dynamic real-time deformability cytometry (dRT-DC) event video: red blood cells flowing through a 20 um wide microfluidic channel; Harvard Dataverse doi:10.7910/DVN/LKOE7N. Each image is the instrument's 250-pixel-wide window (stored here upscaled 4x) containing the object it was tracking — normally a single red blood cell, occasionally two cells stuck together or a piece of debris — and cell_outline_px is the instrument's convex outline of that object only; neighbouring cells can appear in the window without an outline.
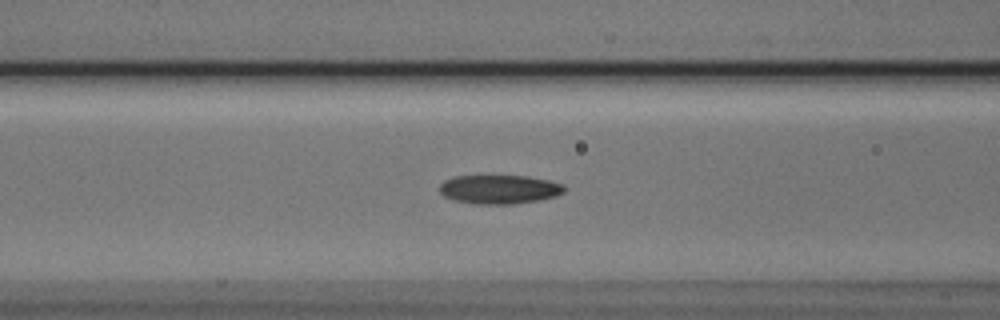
{"species": "Egyptian fruit bat (a non-hibernating species)", "species_latin": "Rousettus aegyptiacus", "temperature_condition": "cold", "stored_images_in_passage": 36, "camera_frame_rate_fps": 3000, "um_per_image_px": 0.085, "animal": {"sex": "male"}, "frame": {"image": 1, "passage_image": 7, "time_ms": 2.0, "image_size_px": [1000, 320], "cell_outline_px": [[568, 188], [564, 192], [556, 196], [540, 200], [512, 204], [476, 204], [452, 200], [444, 196], [440, 192], [440, 184], [444, 180], [452, 176], [528, 176], [548, 180], [564, 184]], "centroid_in_image_um": [42.46, 16.09], "position_along_channel_um": 124.1, "area_um2": 21.27}}
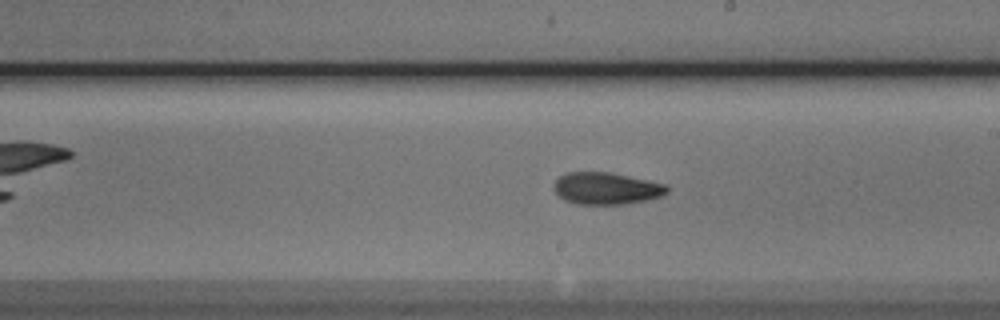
{"frame": {"image": 2, "passage_image": 16, "time_ms": 5.0, "image_size_px": [1000, 320], "cell_outline_px": [[668, 192], [664, 196], [648, 200], [624, 204], [576, 204], [564, 200], [552, 188], [556, 180], [560, 176], [568, 172], [608, 172], [668, 184]], "centroid_in_image_um": [51.57, 16.02], "position_along_channel_um": 237.4, "area_um2": 21.21}}
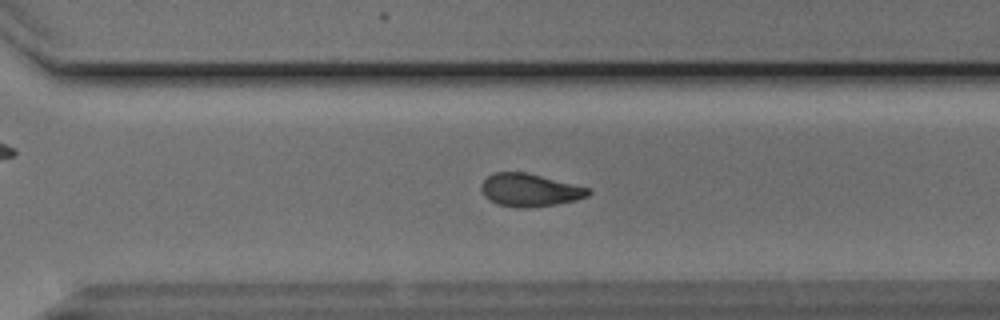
{"frame": {"image": 3, "passage_image": 23, "time_ms": 7.333, "image_size_px": [1000, 320], "cell_outline_px": [[592, 192], [588, 196], [576, 200], [556, 204], [528, 208], [516, 208], [496, 204], [488, 200], [484, 196], [480, 188], [484, 180], [488, 176], [496, 172], [524, 172], [592, 188]], "centroid_in_image_um": [45.04, 16.17], "position_along_channel_um": 325.6, "area_um2": 20.63}, "authors_computed_cell_mechanics": {"area_um2": 21.0392, "velocity_mm_per_s": 3.7822, "shape_relaxation_time_tau1_ms": 5.1654, "shape_relaxation_time_tau2_ms": 3.7837, "deformation_change_tau1": 0.1338, "deformation_change_tau2": 0.0994}}